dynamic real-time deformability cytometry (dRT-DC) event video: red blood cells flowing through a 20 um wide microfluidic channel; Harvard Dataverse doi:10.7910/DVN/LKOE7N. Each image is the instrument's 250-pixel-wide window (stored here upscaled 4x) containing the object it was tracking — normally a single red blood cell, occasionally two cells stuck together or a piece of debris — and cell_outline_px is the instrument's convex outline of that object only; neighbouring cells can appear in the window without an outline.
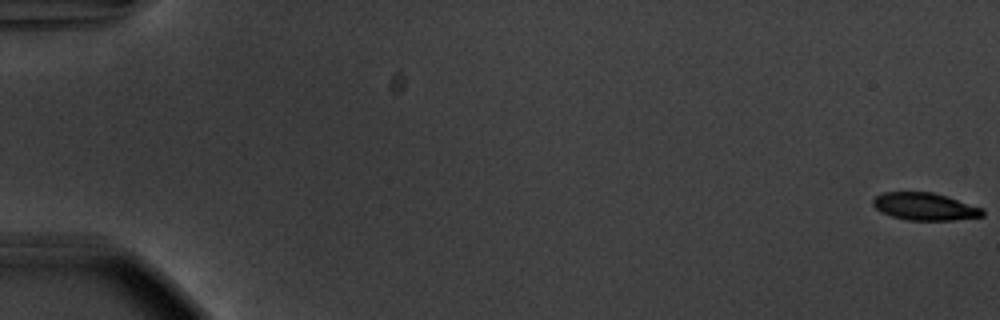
{"species": "common noctule bat (a hibernating species)", "species_latin": "Nyctalus noctula", "temperature_condition": "warm", "stored_images_in_passage": 56, "camera_frame_rate_fps": 3000, "um_per_image_px": 0.085, "animal": {"sex": "male", "body_mass_g": 20.1, "forearm_length_mm": 53.5}, "frame": {"image": 1, "passage_image": 1, "time_ms": 0.0, "image_size_px": [1000, 320], "cell_outline_px": [[984, 216], [952, 220], [908, 220], [892, 216], [880, 212], [872, 204], [872, 200], [876, 196], [884, 192], [932, 192], [948, 196], [984, 208]], "centroid_in_image_um": [78.63, 17.55], "position_along_channel_um": 6.4, "area_um2": 17.63}}
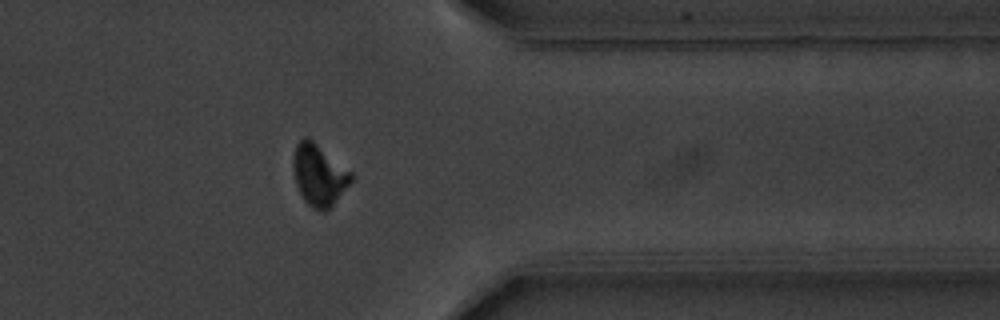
{"frame": {"image": 2, "passage_image": 46, "time_ms": 15.0, "image_size_px": [1000, 320], "cell_outline_px": [[356, 176], [332, 204], [324, 212], [320, 212], [312, 208], [304, 200], [296, 184], [292, 168], [292, 160], [296, 144], [304, 136], [308, 136], [352, 172]], "centroid_in_image_um": [27.1, 14.85], "position_along_channel_um": 384.3, "area_um2": 20.81}}
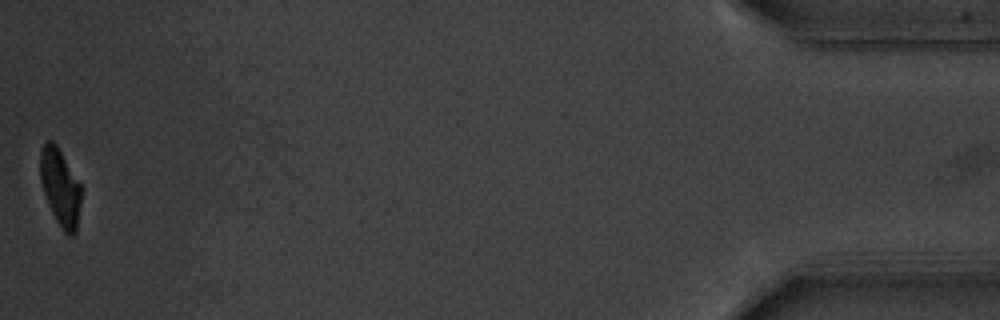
{"frame": {"image": 3, "passage_image": 56, "time_ms": 18.333, "image_size_px": [1000, 320], "cell_outline_px": [[80, 204], [76, 232], [72, 236], [68, 236], [64, 232], [56, 220], [48, 204], [40, 180], [40, 152], [44, 144], [48, 140], [52, 140], [56, 144], [80, 184]], "centroid_in_image_um": [5.11, 15.94], "position_along_channel_um": 430.1, "area_um2": 18.09}, "authors_computed_cell_mechanics": {"area_um2": 19.652, "velocity_mm_per_s": 3.7326, "shape_relaxation_time_tau1_ms": 2.4402, "shape_relaxation_time_tau2_ms": 4.4683, "deformation_change_tau1": 0.1398, "deformation_change_tau2": 0.0961}}